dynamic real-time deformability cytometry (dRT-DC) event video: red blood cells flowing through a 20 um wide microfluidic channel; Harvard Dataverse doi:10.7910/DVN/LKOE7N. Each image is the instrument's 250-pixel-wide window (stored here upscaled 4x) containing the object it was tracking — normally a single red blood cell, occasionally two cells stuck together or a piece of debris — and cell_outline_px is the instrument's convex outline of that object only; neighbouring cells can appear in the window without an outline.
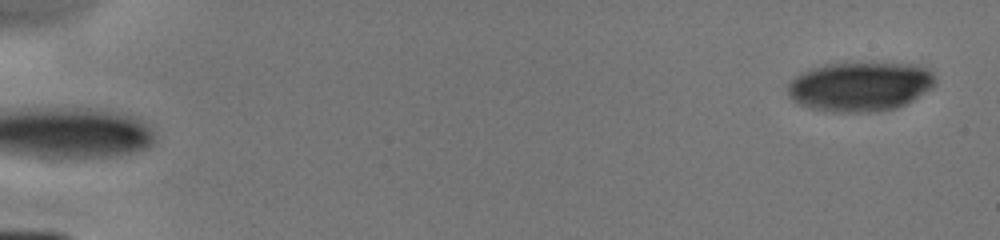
{"species": "human", "species_latin": "Homo sapiens", "temperature_condition": "cold", "stored_images_in_passage": 6, "segment_of_instrument_passage": [2, 2], "camera_frame_rate_fps": 3000, "um_per_image_px": 0.085, "donor": {"sex": "male"}, "frame": {"image": 1, "passage_image": 6, "time_ms": 4.667, "image_size_px": [1000, 240], "cell_outline_px": [[936, 84], [932, 88], [912, 100], [896, 108], [876, 112], [832, 112], [808, 108], [792, 100], [788, 96], [788, 84], [796, 76], [808, 68], [824, 64], [912, 64], [932, 68], [936, 80]], "centroid_in_image_um": [73.11, 7.36], "position_along_channel_um": 11.9, "area_um2": 42.66}}